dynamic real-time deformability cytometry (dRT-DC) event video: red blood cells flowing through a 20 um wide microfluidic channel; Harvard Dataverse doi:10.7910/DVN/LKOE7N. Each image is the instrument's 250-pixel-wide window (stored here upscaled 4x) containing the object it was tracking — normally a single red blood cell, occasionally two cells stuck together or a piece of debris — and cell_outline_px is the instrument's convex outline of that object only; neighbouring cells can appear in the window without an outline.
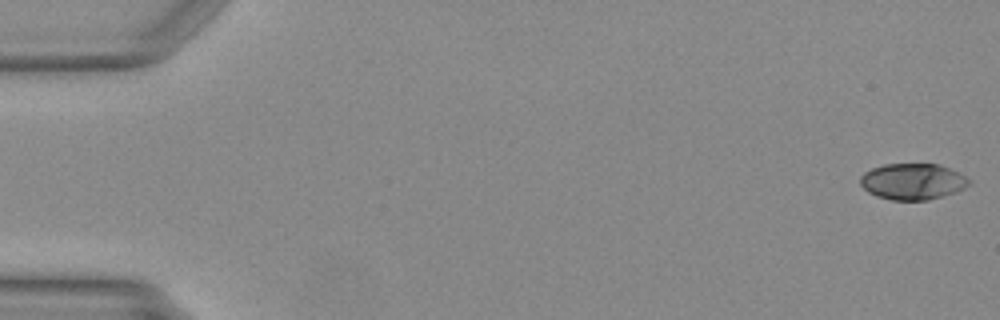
{"species": "Egyptian fruit bat (a non-hibernating species)", "species_latin": "Rousettus aegyptiacus", "temperature_condition": "warm", "stored_images_in_passage": 13, "camera_frame_rate_fps": 3000, "um_per_image_px": 0.085, "animal": {"sex": "female"}, "frame": {"image": 1, "passage_image": 1, "time_ms": 0.0, "image_size_px": [1000, 320], "cell_outline_px": [[972, 184], [964, 188], [928, 200], [892, 200], [876, 196], [868, 192], [860, 184], [860, 176], [864, 172], [872, 168], [884, 164], [940, 164], [960, 172], [972, 180]], "centroid_in_image_um": [77.59, 15.41], "position_along_channel_um": 7.4, "area_um2": 23.06}}
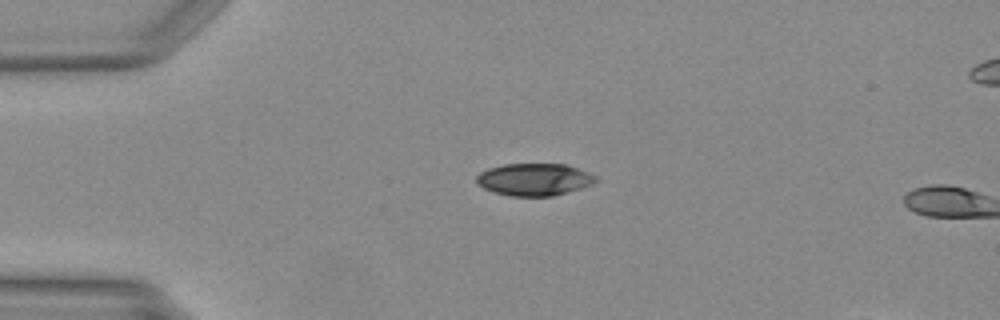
{"frame": {"image": 2, "passage_image": 12, "time_ms": 3.667, "image_size_px": [1000, 320], "cell_outline_px": [[600, 180], [592, 184], [568, 192], [552, 196], [512, 196], [492, 192], [476, 184], [476, 176], [480, 172], [488, 168], [504, 164], [564, 164], [576, 168], [596, 176]], "centroid_in_image_um": [45.38, 15.26], "position_along_channel_um": 39.6, "area_um2": 22.43}}